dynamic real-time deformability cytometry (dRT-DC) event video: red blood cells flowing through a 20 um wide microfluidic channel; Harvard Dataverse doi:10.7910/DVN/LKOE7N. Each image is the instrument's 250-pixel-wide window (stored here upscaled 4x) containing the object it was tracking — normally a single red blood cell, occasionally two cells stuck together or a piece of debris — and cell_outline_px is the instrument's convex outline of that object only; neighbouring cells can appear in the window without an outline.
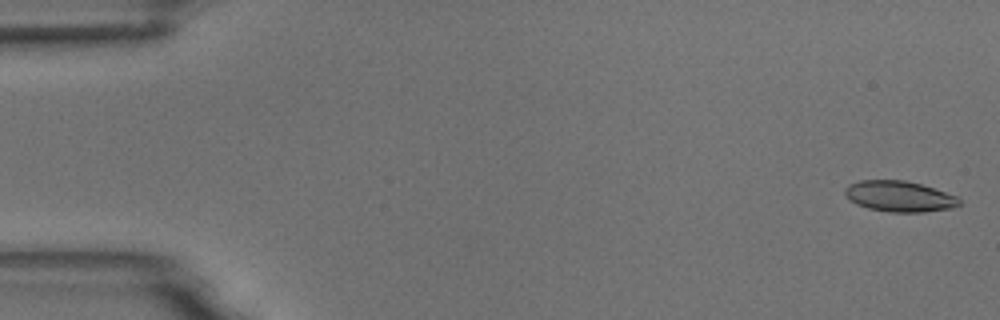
{"species": "common noctule bat (a hibernating species)", "species_latin": "Nyctalus noctula", "temperature_condition": "room temperature", "stored_images_in_passage": 4, "camera_frame_rate_fps": 3000, "um_per_image_px": 0.085, "animal": {"sex": "male", "body_mass_g": 18.8}, "frame": {"image": 1, "passage_image": 1, "time_ms": 0.0, "image_size_px": [1000, 320], "cell_outline_px": [[960, 204], [952, 208], [924, 212], [892, 212], [868, 208], [856, 204], [848, 200], [844, 192], [844, 188], [848, 184], [860, 180], [904, 180], [920, 184], [956, 196], [960, 200]], "centroid_in_image_um": [76.39, 16.69], "position_along_channel_um": 8.6, "area_um2": 20.46}}
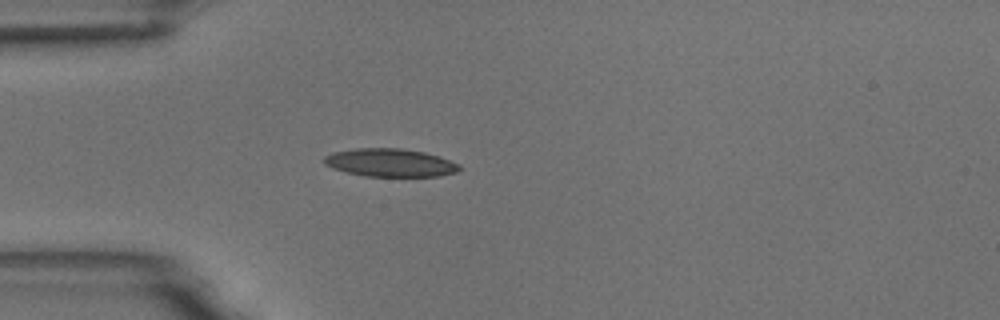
{"frame": {"image": 2, "passage_image": 4, "time_ms": 4.667, "image_size_px": [1000, 320], "cell_outline_px": [[464, 168], [456, 172], [440, 176], [364, 176], [332, 168], [324, 164], [324, 156], [332, 152], [352, 148], [400, 148], [424, 152], [440, 156], [460, 164]], "centroid_in_image_um": [33.18, 13.82], "position_along_channel_um": 51.8, "area_um2": 22.31}}